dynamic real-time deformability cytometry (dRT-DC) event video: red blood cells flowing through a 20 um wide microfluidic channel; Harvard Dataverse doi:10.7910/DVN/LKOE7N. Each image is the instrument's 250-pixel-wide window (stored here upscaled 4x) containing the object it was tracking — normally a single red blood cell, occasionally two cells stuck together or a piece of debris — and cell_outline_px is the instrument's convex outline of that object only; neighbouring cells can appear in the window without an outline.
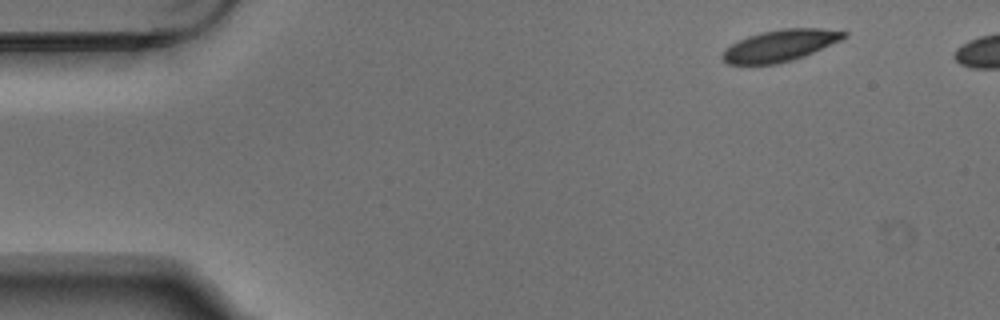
{"species": "Egyptian fruit bat (a non-hibernating species)", "species_latin": "Rousettus aegyptiacus", "temperature_condition": "warm", "stored_images_in_passage": 5, "camera_frame_rate_fps": 3000, "um_per_image_px": 0.085, "animal": {"sex": "male"}, "frame": {"image": 1, "passage_image": 5, "time_ms": 1.333, "image_size_px": [1000, 320], "cell_outline_px": [[848, 36], [840, 40], [804, 56], [792, 60], [776, 64], [728, 64], [720, 56], [724, 48], [748, 36], [764, 32], [784, 28], [820, 28], [848, 32]], "centroid_in_image_um": [66.3, 3.87], "position_along_channel_um": 18.7, "area_um2": 22.14}}